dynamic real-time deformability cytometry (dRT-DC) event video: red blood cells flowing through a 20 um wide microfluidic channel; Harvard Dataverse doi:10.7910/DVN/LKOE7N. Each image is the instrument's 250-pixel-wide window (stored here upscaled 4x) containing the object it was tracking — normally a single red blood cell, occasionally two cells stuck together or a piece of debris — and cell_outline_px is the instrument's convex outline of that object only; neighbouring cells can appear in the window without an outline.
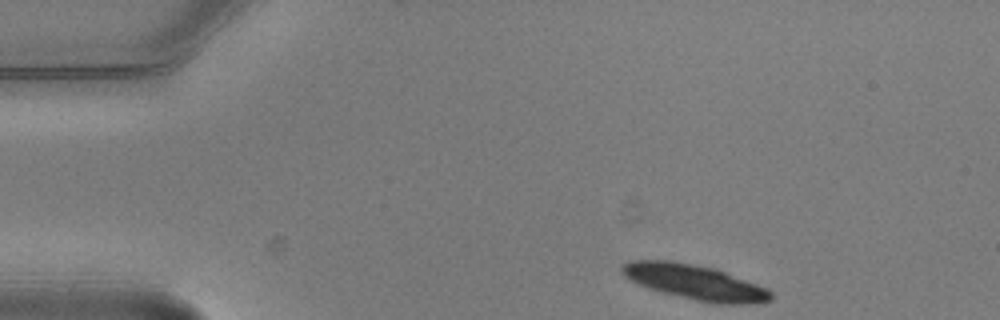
{"species": "common noctule bat (a hibernating species)", "species_latin": "Nyctalus noctula", "temperature_condition": "warm", "stored_images_in_passage": 4, "segment_of_instrument_passage": [1, 2], "camera_frame_rate_fps": 3000, "um_per_image_px": 0.085, "animal": {"sex": "male", "body_mass_g": 20.5, "forearm_length_mm": 52.5}, "frame": {"image": 1, "passage_image": 1, "time_ms": 0.0, "image_size_px": [1000, 320], "cell_outline_px": [[772, 300], [760, 304], [716, 304], [696, 300], [648, 288], [628, 280], [620, 272], [620, 268], [628, 260], [668, 260], [692, 264], [712, 268], [724, 272], [768, 288], [772, 292]], "centroid_in_image_um": [59.07, 23.99], "position_along_channel_um": 25.9, "area_um2": 30.35}}